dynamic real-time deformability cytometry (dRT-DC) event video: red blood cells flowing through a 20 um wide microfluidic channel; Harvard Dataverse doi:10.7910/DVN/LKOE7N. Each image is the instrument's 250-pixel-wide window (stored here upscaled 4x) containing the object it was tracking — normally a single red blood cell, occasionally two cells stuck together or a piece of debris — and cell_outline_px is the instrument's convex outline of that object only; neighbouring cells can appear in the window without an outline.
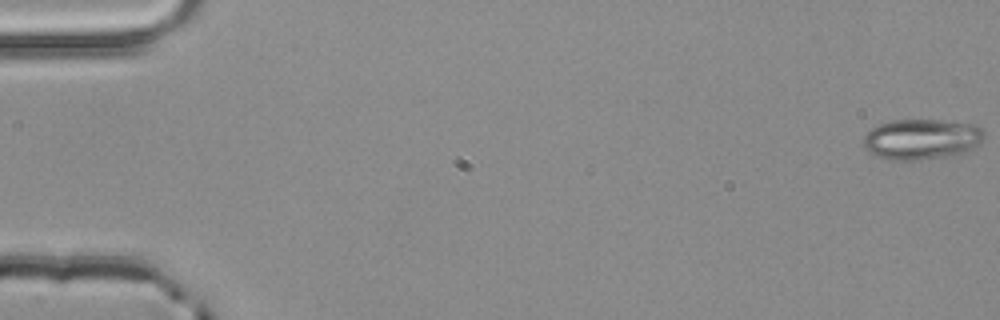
{"species": "common noctule bat (a hibernating species)", "species_latin": "Nyctalus noctula", "temperature_condition": "room temperature", "stored_images_in_passage": 54, "camera_frame_rate_fps": 3000, "um_per_image_px": 0.085, "animal": {"sex": "male", "body_mass_g": 20.4}, "frame": {"image": 1, "passage_image": 1, "time_ms": 0.0, "image_size_px": [1000, 320], "cell_outline_px": [[984, 140], [980, 144], [964, 152], [952, 156], [912, 160], [888, 160], [876, 156], [864, 148], [864, 136], [872, 128], [880, 124], [892, 120], [940, 120], [976, 124], [984, 132]], "centroid_in_image_um": [78.35, 11.83], "position_along_channel_um": 6.6, "area_um2": 28.61}}
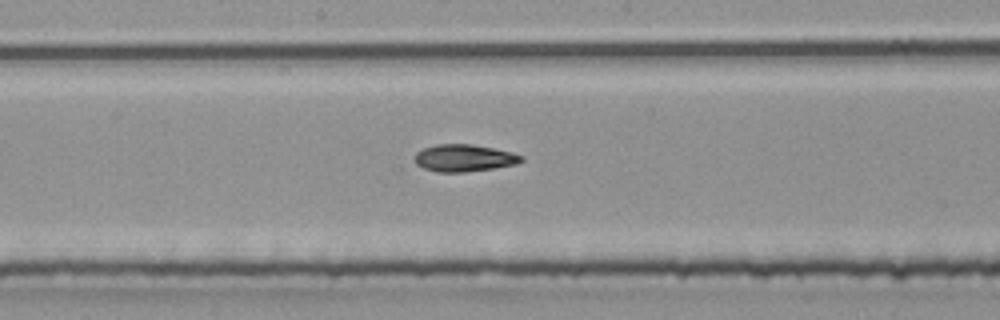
{"frame": {"image": 2, "passage_image": 29, "time_ms": 9.333, "image_size_px": [1000, 320], "cell_outline_px": [[524, 160], [516, 164], [496, 168], [464, 172], [436, 172], [424, 168], [416, 164], [416, 152], [420, 148], [436, 144], [472, 144], [512, 152], [524, 156]], "centroid_in_image_um": [39.45, 13.43], "position_along_channel_um": 208.7, "area_um2": 16.99}}
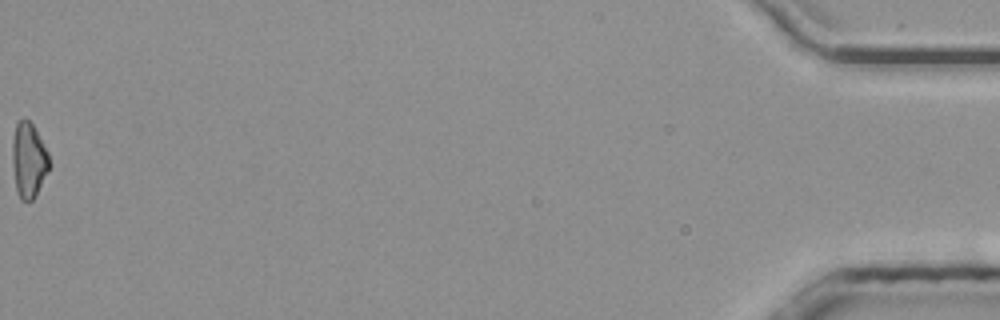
{"frame": {"image": 3, "passage_image": 54, "time_ms": 17.667, "image_size_px": [1000, 320], "cell_outline_px": [[48, 168], [32, 200], [20, 200], [16, 188], [12, 164], [12, 140], [16, 124], [24, 116], [32, 124], [48, 152]], "centroid_in_image_um": [2.39, 13.56], "position_along_channel_um": 432.8, "area_um2": 15.66}, "authors_computed_cell_mechanics": {"area_um2": 16.8776, "velocity_mm_per_s": 3.9834, "shape_relaxation_time_tau1_ms": 7.9003, "shape_relaxation_time_tau2_ms": 6.581, "deformation_change_tau1": 0.2317, "deformation_change_tau2": 0.1259}}